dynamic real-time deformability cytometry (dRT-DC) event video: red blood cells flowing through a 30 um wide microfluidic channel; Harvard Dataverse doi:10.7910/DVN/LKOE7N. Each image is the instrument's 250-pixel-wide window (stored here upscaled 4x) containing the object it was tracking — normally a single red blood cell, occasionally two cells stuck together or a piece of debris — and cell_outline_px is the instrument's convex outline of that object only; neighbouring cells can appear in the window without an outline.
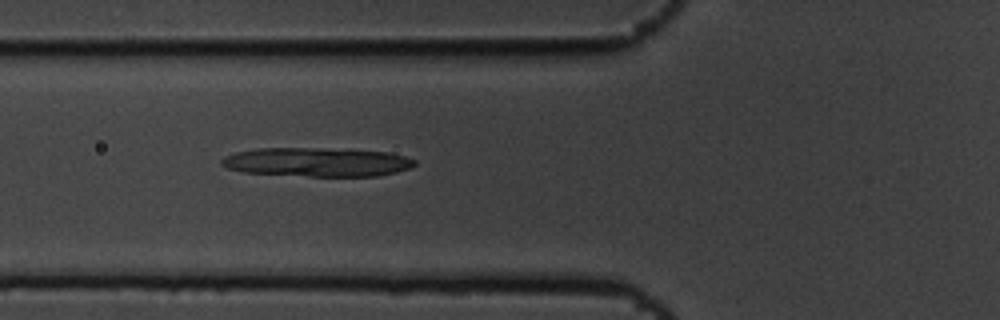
{"species": "common noctule bat (a hibernating species)", "species_latin": "Nyctalus noctula", "temperature_condition": "cold", "stored_images_in_passage": 4, "segment_of_instrument_passage": [1, 2], "camera_frame_rate_fps": 3000, "um_per_image_px": 0.085, "animal": {"sex": "male", "body_mass_g": 19.5, "forearm_length_mm": 54.6}, "frame": {"image": 1, "passage_image": 3, "time_ms": 0.667, "image_size_px": [1000, 320], "cell_outline_px": [[416, 164], [412, 168], [396, 172], [376, 176], [308, 176], [244, 172], [228, 168], [220, 164], [220, 160], [224, 156], [236, 152], [256, 148], [320, 148], [388, 152], [404, 156], [416, 160]], "centroid_in_image_um": [26.94, 13.77], "position_along_channel_um": 98.9, "area_um2": 32.54}}